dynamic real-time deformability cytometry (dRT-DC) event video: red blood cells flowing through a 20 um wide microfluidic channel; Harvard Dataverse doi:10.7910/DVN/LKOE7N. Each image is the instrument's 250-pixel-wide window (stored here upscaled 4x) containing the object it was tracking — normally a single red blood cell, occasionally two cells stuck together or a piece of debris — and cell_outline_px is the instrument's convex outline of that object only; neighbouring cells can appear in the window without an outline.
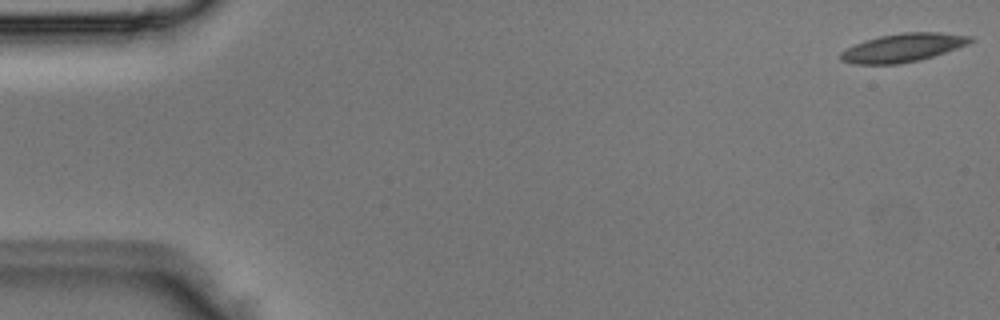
{"species": "Egyptian fruit bat (a non-hibernating species)", "species_latin": "Rousettus aegyptiacus", "temperature_condition": "room temperature", "stored_images_in_passage": 4, "camera_frame_rate_fps": 3000, "um_per_image_px": 0.085, "animal": {"sex": "male"}, "frame": {"image": 1, "passage_image": 1, "time_ms": 0.0, "image_size_px": [1000, 320], "cell_outline_px": [[976, 40], [968, 44], [920, 60], [900, 64], [856, 64], [840, 60], [840, 52], [864, 40], [880, 36], [904, 32], [940, 32], [972, 36]], "centroid_in_image_um": [76.77, 4.05], "position_along_channel_um": 8.2, "area_um2": 21.39}}